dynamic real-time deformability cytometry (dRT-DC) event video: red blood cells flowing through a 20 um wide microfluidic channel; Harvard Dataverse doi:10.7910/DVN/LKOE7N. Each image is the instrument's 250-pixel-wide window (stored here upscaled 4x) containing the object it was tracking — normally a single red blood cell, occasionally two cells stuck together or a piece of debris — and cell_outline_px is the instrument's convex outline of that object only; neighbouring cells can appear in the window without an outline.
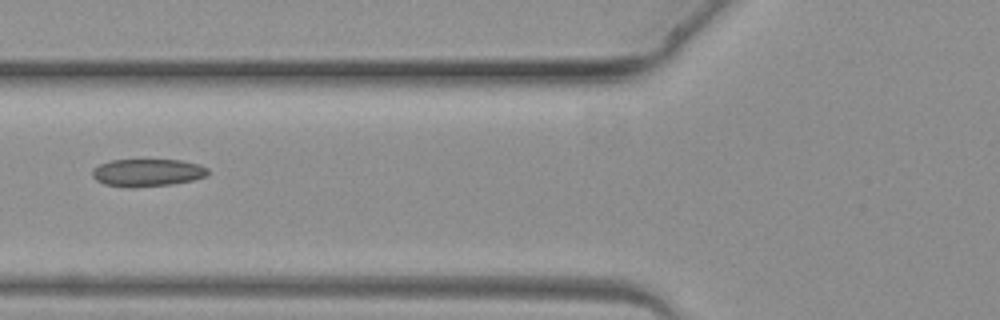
{"species": "common noctule bat (a hibernating species)", "species_latin": "Nyctalus noctula", "temperature_condition": "warm", "stored_images_in_passage": 5, "camera_frame_rate_fps": 3000, "um_per_image_px": 0.085, "animal": {"sex": "female", "body_mass_g": 19.3, "forearm_length_mm": 54.1}, "frame": {"image": 1, "passage_image": 5, "time_ms": 4.667, "image_size_px": [1000, 320], "cell_outline_px": [[208, 176], [192, 180], [172, 184], [136, 188], [128, 188], [104, 184], [96, 180], [92, 176], [92, 168], [100, 164], [112, 160], [180, 160], [200, 164], [208, 168]], "centroid_in_image_um": [12.52, 14.68], "position_along_channel_um": 113.3, "area_um2": 18.79}}